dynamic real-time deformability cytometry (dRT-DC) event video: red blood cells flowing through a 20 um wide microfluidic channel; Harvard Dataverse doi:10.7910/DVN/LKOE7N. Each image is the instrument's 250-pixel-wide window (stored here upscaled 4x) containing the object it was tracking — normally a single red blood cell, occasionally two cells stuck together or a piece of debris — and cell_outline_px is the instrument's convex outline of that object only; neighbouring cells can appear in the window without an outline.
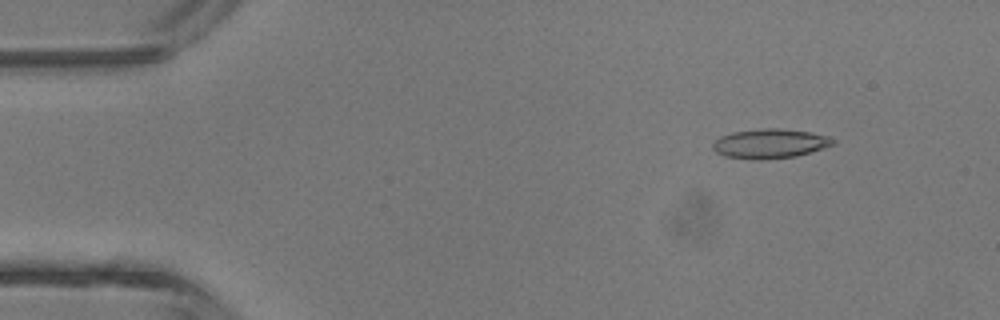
{"species": "common noctule bat (a hibernating species)", "species_latin": "Nyctalus noctula", "temperature_condition": "room temperature", "stored_images_in_passage": 4, "camera_frame_rate_fps": 3000, "um_per_image_px": 0.085, "animal": {"sex": "male", "body_mass_g": 13.3}, "frame": {"image": 1, "passage_image": 2, "time_ms": 1.0, "image_size_px": [1000, 320], "cell_outline_px": [[836, 144], [824, 148], [796, 156], [760, 160], [752, 160], [724, 156], [716, 152], [712, 148], [712, 144], [720, 136], [732, 132], [760, 128], [780, 128], [812, 132], [828, 136], [836, 140]], "centroid_in_image_um": [65.45, 12.2], "position_along_channel_um": 19.5, "area_um2": 20.92}}
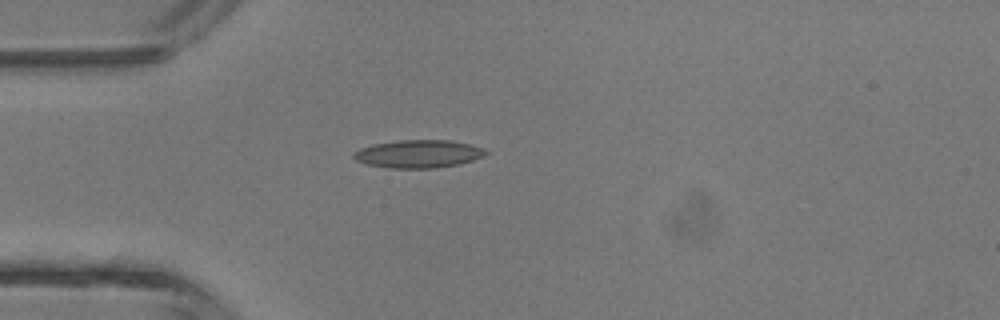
{"frame": {"image": 2, "passage_image": 4, "time_ms": 3.333, "image_size_px": [1000, 320], "cell_outline_px": [[488, 152], [484, 156], [460, 164], [432, 168], [388, 168], [364, 164], [356, 160], [352, 156], [352, 152], [360, 148], [372, 144], [400, 140], [452, 140], [472, 144], [484, 148]], "centroid_in_image_um": [35.55, 13.07], "position_along_channel_um": 49.5, "area_um2": 21.73}}